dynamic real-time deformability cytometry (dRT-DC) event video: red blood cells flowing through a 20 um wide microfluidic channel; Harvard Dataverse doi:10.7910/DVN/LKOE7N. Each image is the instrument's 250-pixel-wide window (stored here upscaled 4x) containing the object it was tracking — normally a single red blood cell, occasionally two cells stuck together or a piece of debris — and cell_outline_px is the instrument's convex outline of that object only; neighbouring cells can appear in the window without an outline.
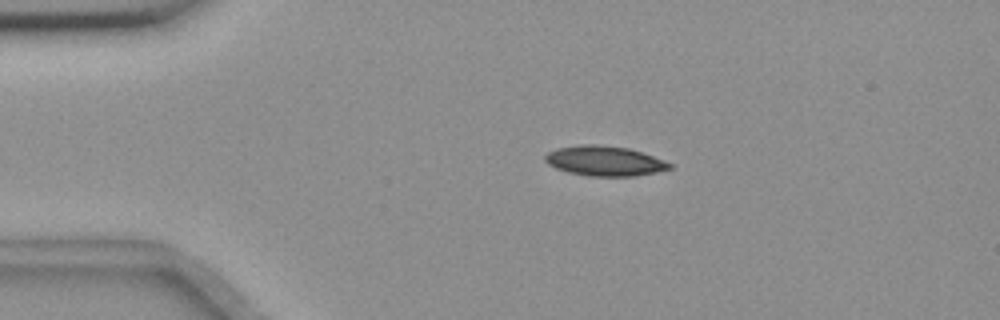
{"species": "common noctule bat (a hibernating species)", "species_latin": "Nyctalus noctula", "temperature_condition": "room temperature", "stored_images_in_passage": 46, "camera_frame_rate_fps": 3000, "um_per_image_px": 0.085, "animal": {"sex": "female", "body_mass_g": 18.4}, "frame": {"image": 1, "passage_image": 2, "time_ms": 0.333, "image_size_px": [1000, 320], "cell_outline_px": [[672, 168], [656, 172], [632, 176], [592, 176], [568, 172], [556, 168], [548, 164], [544, 160], [544, 156], [548, 152], [556, 148], [580, 144], [596, 144], [628, 148], [664, 160], [672, 164]], "centroid_in_image_um": [51.36, 13.67], "position_along_channel_um": 33.6, "area_um2": 21.62}}
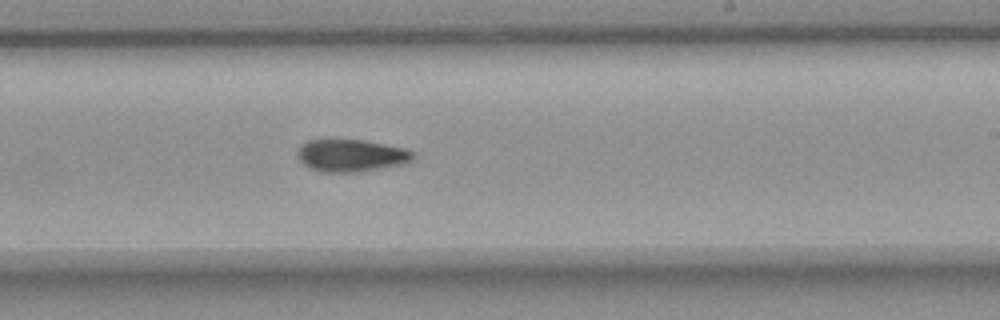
{"frame": {"image": 2, "passage_image": 24, "time_ms": 7.667, "image_size_px": [1000, 320], "cell_outline_px": [[412, 156], [404, 164], [356, 172], [320, 172], [308, 168], [296, 156], [296, 152], [300, 144], [308, 140], [328, 136], [364, 140], [408, 148], [412, 152]], "centroid_in_image_um": [29.73, 13.16], "position_along_channel_um": 259.3, "area_um2": 22.6}}
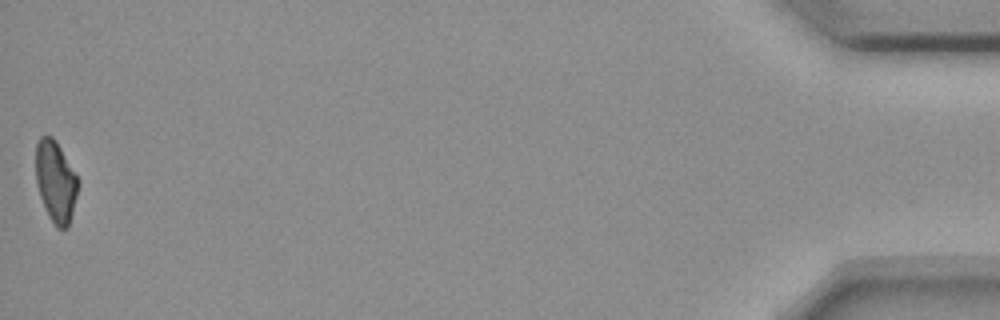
{"frame": {"image": 3, "passage_image": 46, "time_ms": 15.0, "image_size_px": [1000, 320], "cell_outline_px": [[80, 180], [68, 228], [56, 228], [40, 196], [36, 184], [36, 144], [40, 136], [52, 136], [56, 140]], "centroid_in_image_um": [4.74, 15.39], "position_along_channel_um": 430.5, "area_um2": 19.88}, "authors_computed_cell_mechanics": {"area_um2": 21.7617, "velocity_mm_per_s": 3.6604, "shape_relaxation_time_tau1_ms": 6.8367, "shape_relaxation_time_tau2_ms": 9.8946, "deformation_change_tau1": 0.1522, "deformation_change_tau2": 0.1561}}